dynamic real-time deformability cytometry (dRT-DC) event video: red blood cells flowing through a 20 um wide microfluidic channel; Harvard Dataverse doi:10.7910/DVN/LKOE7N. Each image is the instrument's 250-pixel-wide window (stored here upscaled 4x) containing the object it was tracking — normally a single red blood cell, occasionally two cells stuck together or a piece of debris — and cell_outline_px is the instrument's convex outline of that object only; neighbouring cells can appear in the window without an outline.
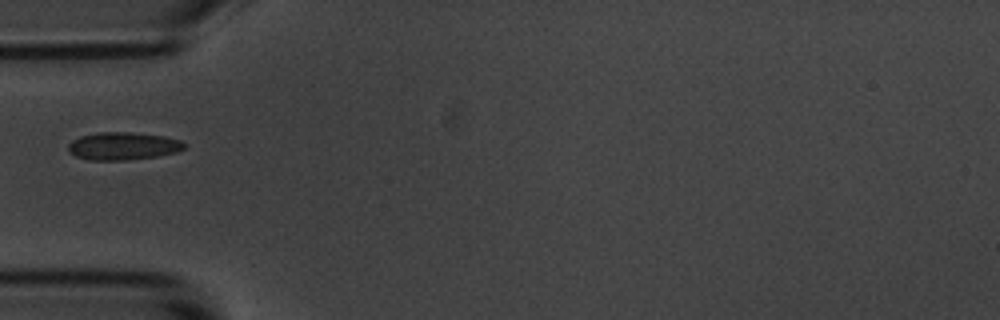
{"species": "common noctule bat (a hibernating species)", "species_latin": "Nyctalus noctula", "temperature_condition": "room temperature", "stored_images_in_passage": 1, "camera_frame_rate_fps": 3000, "um_per_image_px": 0.085, "animal": {"sex": "male", "body_mass_g": 20.1, "forearm_length_mm": 53.5}, "frame": {"image": 1, "passage_image": 1, "time_ms": 0.0, "image_size_px": [1000, 320], "cell_outline_px": [[184, 148], [176, 152], [156, 156], [124, 160], [92, 160], [76, 156], [68, 152], [68, 144], [72, 140], [80, 136], [100, 132], [132, 132], [164, 136], [180, 140], [184, 144]], "centroid_in_image_um": [10.42, 12.4], "position_along_channel_um": 74.6, "area_um2": 18.61}}